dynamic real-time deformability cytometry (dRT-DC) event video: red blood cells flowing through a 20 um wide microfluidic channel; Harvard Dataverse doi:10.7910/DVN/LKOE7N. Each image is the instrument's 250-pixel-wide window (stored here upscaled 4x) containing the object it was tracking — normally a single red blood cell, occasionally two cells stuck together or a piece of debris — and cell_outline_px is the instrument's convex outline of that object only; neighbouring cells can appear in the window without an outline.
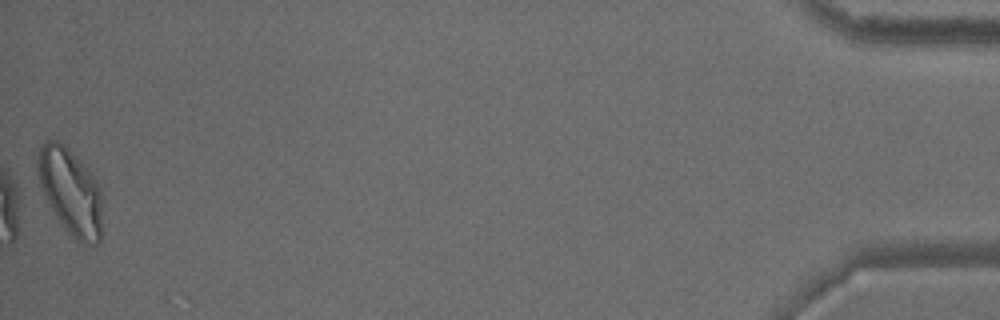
{"species": "common noctule bat (a hibernating species)", "species_latin": "Nyctalus noctula", "temperature_condition": "warm", "stored_images_in_passage": 40, "camera_frame_rate_fps": 3000, "um_per_image_px": 0.085, "animal": {"sex": "male", "body_mass_g": 15.6}, "frame": {"image": 1, "passage_image": 40, "time_ms": 13.0, "image_size_px": [1000, 320], "cell_outline_px": [[100, 240], [96, 244], [88, 244], [72, 236], [64, 228], [48, 204], [40, 184], [36, 168], [36, 156], [40, 148], [48, 140], [56, 140], [68, 148], [92, 176], [100, 188]], "centroid_in_image_um": [5.94, 16.27], "position_along_channel_um": 429.3, "area_um2": 31.62}}